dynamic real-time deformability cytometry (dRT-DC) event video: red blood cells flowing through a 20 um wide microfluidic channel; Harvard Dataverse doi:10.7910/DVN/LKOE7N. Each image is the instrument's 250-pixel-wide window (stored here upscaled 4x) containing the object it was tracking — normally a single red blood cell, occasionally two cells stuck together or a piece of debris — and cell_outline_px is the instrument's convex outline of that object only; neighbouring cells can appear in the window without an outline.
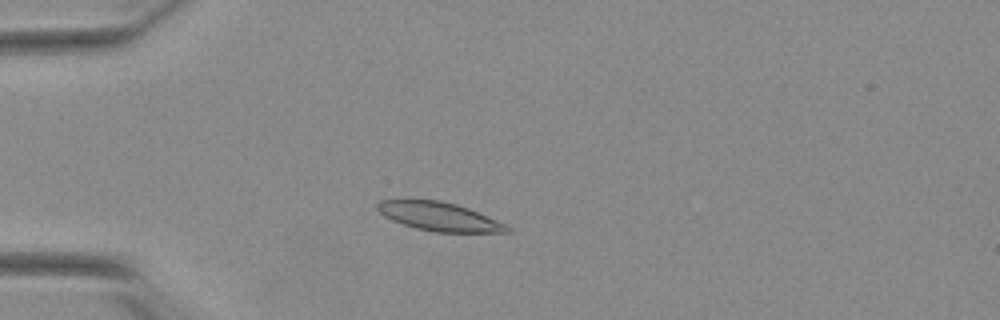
{"species": "Egyptian fruit bat (a non-hibernating species)", "species_latin": "Rousettus aegyptiacus", "temperature_condition": "warm", "stored_images_in_passage": 51, "camera_frame_rate_fps": 3000, "um_per_image_px": 0.085, "animal": {"sex": "female"}, "frame": {"image": 1, "passage_image": 12, "time_ms": 3.667, "image_size_px": [1000, 320], "cell_outline_px": [[512, 232], [436, 232], [416, 228], [392, 220], [384, 216], [376, 208], [376, 204], [380, 200], [404, 196], [408, 196], [440, 200], [456, 204], [468, 208], [504, 224], [512, 228]], "centroid_in_image_um": [37.21, 18.34], "position_along_channel_um": 47.8, "area_um2": 22.25}}
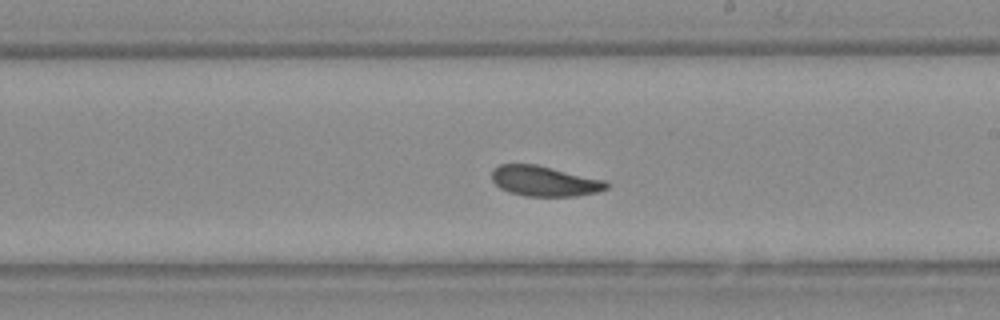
{"frame": {"image": 2, "passage_image": 29, "time_ms": 9.333, "image_size_px": [1000, 320], "cell_outline_px": [[612, 184], [608, 188], [596, 192], [576, 196], [524, 196], [508, 192], [500, 188], [492, 180], [492, 168], [500, 164], [536, 164], [604, 180]], "centroid_in_image_um": [46.27, 15.39], "position_along_channel_um": 242.7, "area_um2": 20.29}}
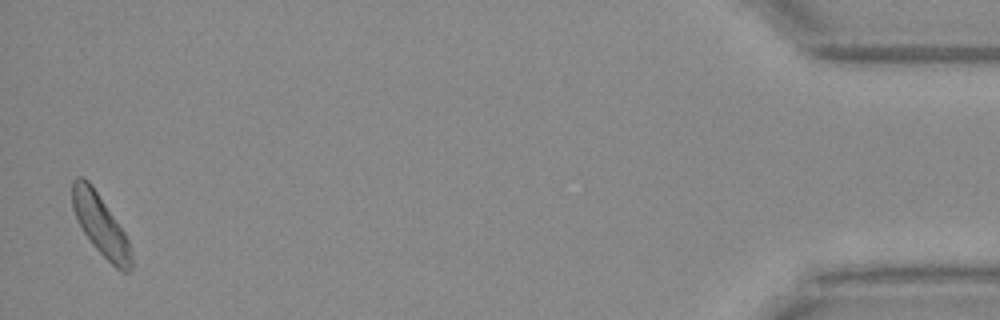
{"frame": {"image": 3, "passage_image": 50, "time_ms": 16.333, "image_size_px": [1000, 320], "cell_outline_px": [[132, 272], [120, 272], [92, 244], [84, 232], [72, 208], [72, 180], [76, 176], [80, 176], [88, 180], [92, 184], [124, 232], [128, 240], [132, 256]], "centroid_in_image_um": [8.55, 19.12], "position_along_channel_um": 426.6, "area_um2": 20.75}, "authors_computed_cell_mechanics": {"area_um2": 20.7502, "velocity_mm_per_s": 3.8367, "shape_relaxation_time_tau1_ms": 4.1383, "shape_relaxation_time_tau2_ms": null, "deformation_change_tau1": 0.1403, "deformation_change_tau2": null}}